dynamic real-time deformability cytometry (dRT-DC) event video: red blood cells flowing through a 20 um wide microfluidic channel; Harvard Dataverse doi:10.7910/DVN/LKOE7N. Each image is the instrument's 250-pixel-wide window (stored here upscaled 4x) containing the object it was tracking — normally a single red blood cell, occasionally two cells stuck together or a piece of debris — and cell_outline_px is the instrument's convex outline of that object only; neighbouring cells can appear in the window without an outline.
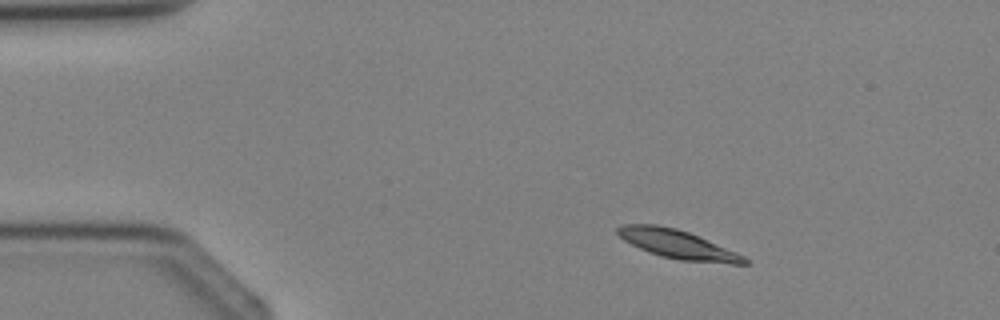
{"species": "Egyptian fruit bat (a non-hibernating species)", "species_latin": "Rousettus aegyptiacus", "temperature_condition": "cold", "stored_images_in_passage": 2, "camera_frame_rate_fps": 3000, "um_per_image_px": 0.085, "animal": {"sex": "female"}, "frame": {"image": 1, "passage_image": 1, "time_ms": 0.0, "image_size_px": [1000, 320], "cell_outline_px": [[748, 264], [732, 264], [680, 260], [660, 256], [648, 252], [624, 240], [616, 232], [616, 228], [624, 224], [656, 224], [676, 228], [688, 232], [736, 252], [744, 256], [748, 260]], "centroid_in_image_um": [57.59, 20.77], "position_along_channel_um": 27.4, "area_um2": 21.04}}